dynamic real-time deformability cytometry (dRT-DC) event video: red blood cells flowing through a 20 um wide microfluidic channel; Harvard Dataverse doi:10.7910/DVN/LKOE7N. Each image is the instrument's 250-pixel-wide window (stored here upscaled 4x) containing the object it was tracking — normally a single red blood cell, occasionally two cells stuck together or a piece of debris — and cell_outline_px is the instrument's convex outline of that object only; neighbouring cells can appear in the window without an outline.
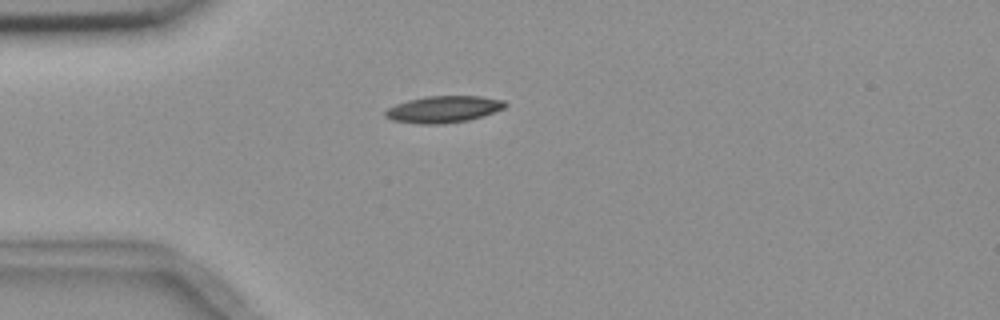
{"species": "common noctule bat (a hibernating species)", "species_latin": "Nyctalus noctula", "temperature_condition": "room temperature", "stored_images_in_passage": 2, "camera_frame_rate_fps": 3000, "um_per_image_px": 0.085, "animal": {"sex": "female", "body_mass_g": 18.4}, "frame": {"image": 1, "passage_image": 2, "time_ms": 1.0, "image_size_px": [1000, 320], "cell_outline_px": [[508, 104], [504, 108], [484, 116], [468, 120], [444, 124], [416, 124], [392, 120], [384, 116], [384, 112], [388, 108], [396, 104], [408, 100], [428, 96], [480, 96], [504, 100]], "centroid_in_image_um": [37.7, 9.29], "position_along_channel_um": 47.3, "area_um2": 18.79}}